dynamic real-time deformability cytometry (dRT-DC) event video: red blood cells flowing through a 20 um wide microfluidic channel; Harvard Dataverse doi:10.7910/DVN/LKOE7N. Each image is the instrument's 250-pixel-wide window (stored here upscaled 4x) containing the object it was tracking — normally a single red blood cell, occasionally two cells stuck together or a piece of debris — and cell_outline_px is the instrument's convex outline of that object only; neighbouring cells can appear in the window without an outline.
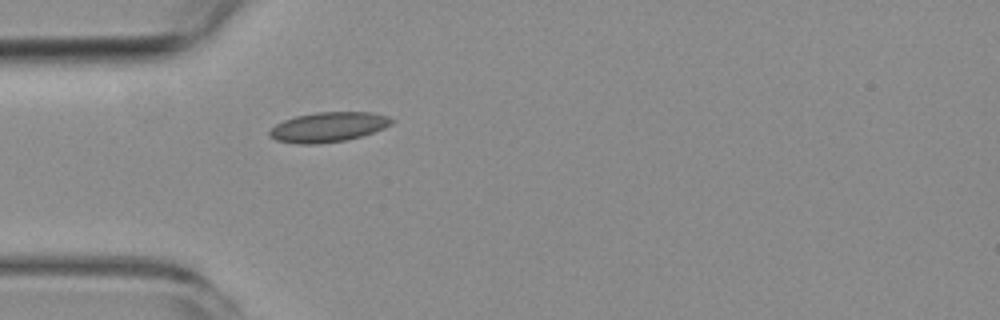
{"species": "common noctule bat (a hibernating species)", "species_latin": "Nyctalus noctula", "temperature_condition": "room temperature", "stored_images_in_passage": 1, "camera_frame_rate_fps": 3000, "um_per_image_px": 0.085, "animal": {"sex": "female", "body_mass_g": 19.3, "forearm_length_mm": 54.1}, "frame": {"image": 1, "passage_image": 1, "time_ms": 0.0, "image_size_px": [1000, 320], "cell_outline_px": [[396, 120], [392, 124], [384, 128], [360, 136], [344, 140], [316, 144], [300, 144], [276, 140], [268, 136], [268, 132], [276, 124], [284, 120], [296, 116], [316, 112], [372, 112], [388, 116]], "centroid_in_image_um": [27.91, 10.79], "position_along_channel_um": 57.1, "area_um2": 21.15}}